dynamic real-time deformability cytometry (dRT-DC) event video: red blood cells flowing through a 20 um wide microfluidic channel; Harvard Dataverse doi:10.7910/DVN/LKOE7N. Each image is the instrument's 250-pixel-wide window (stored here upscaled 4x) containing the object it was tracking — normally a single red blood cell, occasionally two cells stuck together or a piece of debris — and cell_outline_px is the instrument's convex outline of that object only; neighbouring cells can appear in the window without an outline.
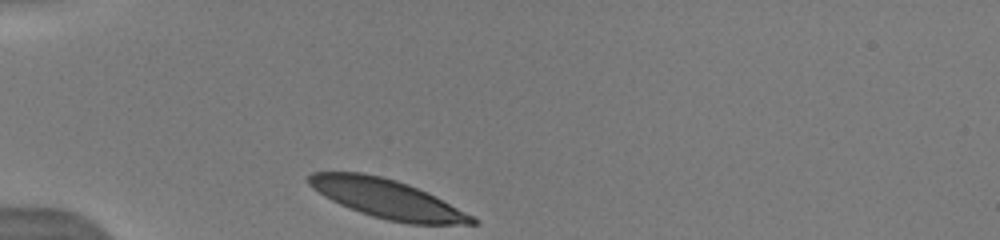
{"species": "human", "species_latin": "Homo sapiens", "temperature_condition": "warm", "stored_images_in_passage": 53, "camera_frame_rate_fps": 3000, "um_per_image_px": 0.085, "donor": {"sex": "male"}, "frame": {"image": 1, "passage_image": 1, "time_ms": 0.0, "image_size_px": [1000, 240], "cell_outline_px": [[476, 224], [408, 224], [388, 220], [372, 216], [360, 212], [340, 204], [324, 196], [312, 188], [308, 184], [308, 176], [312, 172], [360, 172], [380, 176], [396, 180], [408, 184], [476, 216]], "centroid_in_image_um": [32.9, 16.9], "position_along_channel_um": 52.1, "area_um2": 36.65}, "authors_computed_cell_mechanics": {"area_um2": 37.859, "velocity_mm_per_s": 3.9148, "shape_relaxation_time_tau1_ms": 0.9992, "shape_relaxation_time_tau2_ms": 5.6691, "deformation_change_tau1": 0.0733, "deformation_change_tau2": 0.1468}}